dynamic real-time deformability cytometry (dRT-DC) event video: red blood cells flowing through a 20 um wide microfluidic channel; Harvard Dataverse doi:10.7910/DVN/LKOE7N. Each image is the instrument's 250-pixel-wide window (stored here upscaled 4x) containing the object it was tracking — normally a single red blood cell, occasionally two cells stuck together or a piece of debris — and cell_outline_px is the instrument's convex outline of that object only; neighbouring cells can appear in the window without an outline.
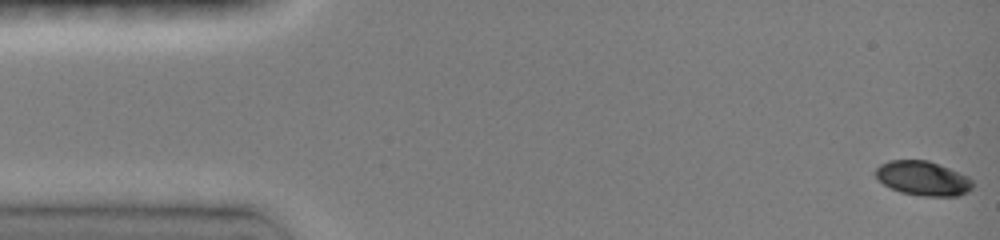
{"species": "common noctule bat (a hibernating species)", "species_latin": "Nyctalus noctula", "temperature_condition": "room temperature", "stored_images_in_passage": 47, "camera_frame_rate_fps": 3000, "um_per_image_px": 0.085, "animal": {"sex": "female", "body_mass_g": 19.0, "forearm_length_mm": 51.5}, "frame": {"image": 1, "passage_image": 1, "time_ms": 0.0, "image_size_px": [1000, 240], "cell_outline_px": [[976, 184], [968, 192], [956, 196], [924, 196], [900, 192], [884, 184], [872, 172], [880, 164], [888, 160], [928, 160], [968, 176]], "centroid_in_image_um": [78.45, 15.15], "position_along_channel_um": 6.5, "area_um2": 19.54}}
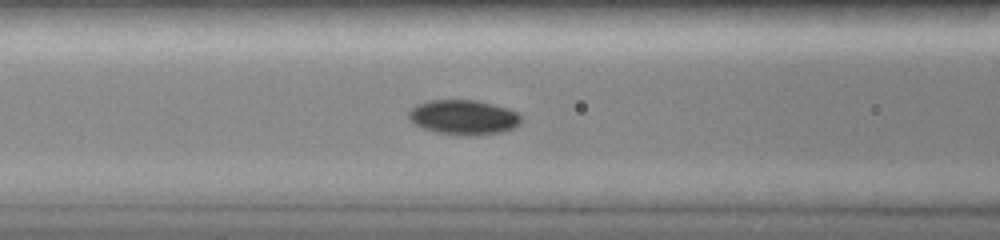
{"frame": {"image": 2, "passage_image": 19, "time_ms": 6.0, "image_size_px": [1000, 240], "cell_outline_px": [[524, 120], [520, 124], [512, 128], [500, 132], [468, 136], [436, 132], [412, 124], [408, 120], [408, 112], [416, 104], [432, 100], [476, 100], [508, 108], [520, 112]], "centroid_in_image_um": [39.42, 9.96], "position_along_channel_um": 127.2, "area_um2": 23.0}}
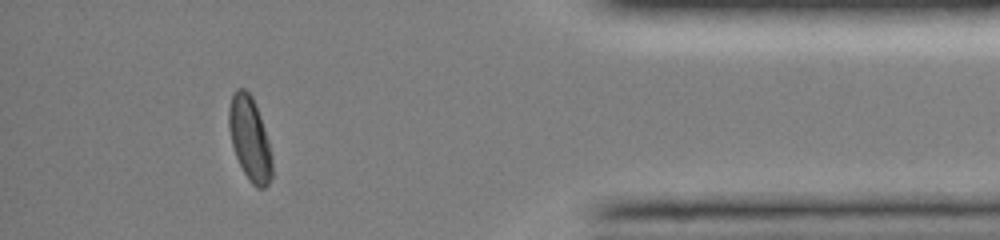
{"frame": {"image": 3, "passage_image": 42, "time_ms": 13.667, "image_size_px": [1000, 240], "cell_outline_px": [[272, 176], [268, 184], [264, 188], [256, 188], [248, 180], [236, 156], [232, 144], [228, 128], [228, 108], [232, 96], [236, 88], [244, 88], [252, 96], [260, 116], [268, 140], [272, 160]], "centroid_in_image_um": [21.22, 11.79], "position_along_channel_um": 414.0, "area_um2": 21.04}, "authors_computed_cell_mechanics": {"area_um2": 21.4438, "velocity_mm_per_s": 4.1069, "shape_relaxation_time_tau1_ms": 3.2159, "shape_relaxation_time_tau2_ms": 4.3363, "deformation_change_tau1": 0.1301, "deformation_change_tau2": 0.0346}}